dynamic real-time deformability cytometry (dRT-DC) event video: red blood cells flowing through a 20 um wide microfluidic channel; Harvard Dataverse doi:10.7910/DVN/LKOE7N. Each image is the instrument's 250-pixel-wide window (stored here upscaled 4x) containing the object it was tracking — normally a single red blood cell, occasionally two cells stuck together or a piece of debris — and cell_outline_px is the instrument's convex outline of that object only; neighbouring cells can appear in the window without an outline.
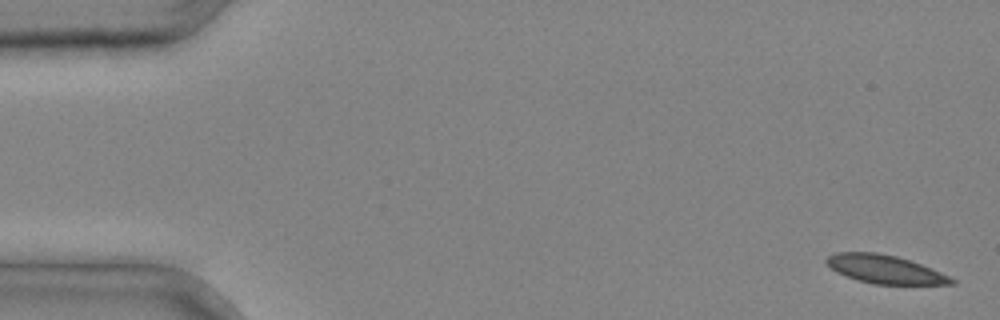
{"species": "common noctule bat (a hibernating species)", "species_latin": "Nyctalus noctula", "temperature_condition": "cold", "stored_images_in_passage": 37, "camera_frame_rate_fps": 3000, "um_per_image_px": 0.085, "animal": {"sex": "male", "body_mass_g": 20.4}, "frame": {"image": 1, "passage_image": 1, "time_ms": 0.0, "image_size_px": [1000, 320], "cell_outline_px": [[956, 284], [872, 284], [856, 280], [836, 272], [824, 264], [824, 260], [828, 256], [836, 252], [876, 252], [896, 256], [920, 264], [940, 272], [956, 280]], "centroid_in_image_um": [75.15, 22.88], "position_along_channel_um": 9.9, "area_um2": 20.69}}
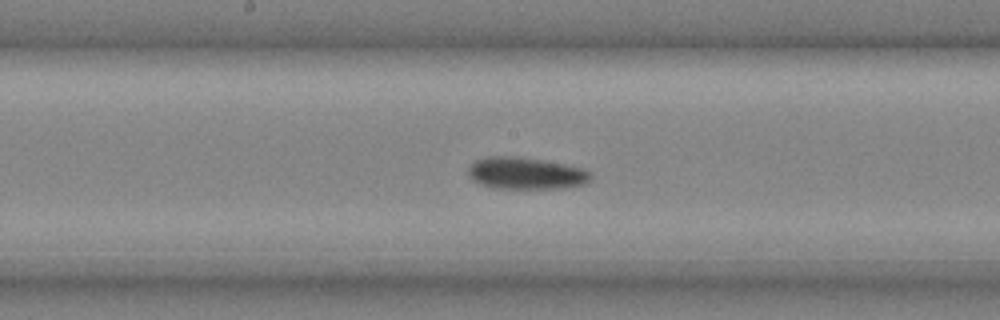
{"frame": {"image": 2, "passage_image": 20, "time_ms": 6.333, "image_size_px": [1000, 320], "cell_outline_px": [[592, 176], [584, 184], [560, 188], [492, 188], [472, 180], [468, 176], [468, 168], [476, 160], [484, 156], [516, 156], [544, 160], [584, 168], [592, 172]], "centroid_in_image_um": [44.69, 14.72], "position_along_channel_um": 203.5, "area_um2": 22.89}}
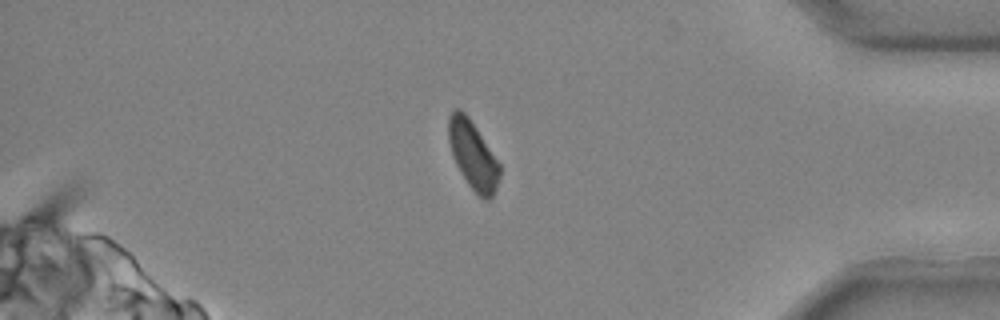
{"frame": {"image": 3, "passage_image": 33, "time_ms": 10.667, "image_size_px": [1000, 320], "cell_outline_px": [[500, 176], [492, 200], [484, 200], [468, 184], [460, 172], [452, 156], [448, 140], [448, 116], [456, 108], [460, 108], [468, 116], [500, 164]], "centroid_in_image_um": [40.19, 13.19], "position_along_channel_um": 395.0, "area_um2": 20.23}}